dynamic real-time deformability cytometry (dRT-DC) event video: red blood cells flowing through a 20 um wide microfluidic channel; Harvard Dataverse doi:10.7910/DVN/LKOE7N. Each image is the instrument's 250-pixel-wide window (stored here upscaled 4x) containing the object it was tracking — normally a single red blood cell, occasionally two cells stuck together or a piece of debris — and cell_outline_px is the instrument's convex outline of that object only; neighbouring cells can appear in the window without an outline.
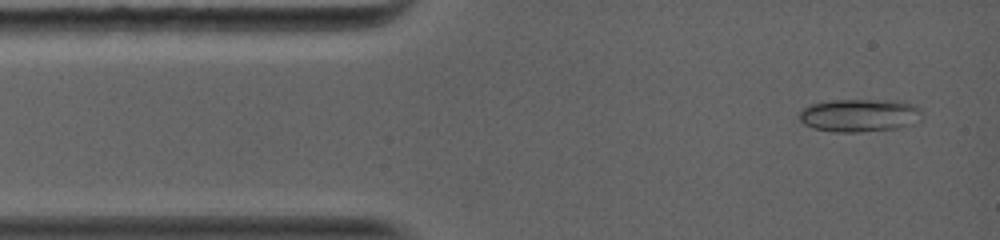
{"species": "common noctule bat (a hibernating species)", "species_latin": "Nyctalus noctula", "temperature_condition": "warm", "stored_images_in_passage": 5, "camera_frame_rate_fps": 5000, "um_per_image_px": 0.085, "animal": {"sex": "female", "body_mass_g": 19.0, "forearm_length_mm": 56.7}, "frame": {"image": 1, "passage_image": 1, "time_ms": 0.0, "image_size_px": [1000, 240], "cell_outline_px": [[920, 120], [912, 124], [896, 128], [860, 132], [832, 132], [812, 128], [804, 124], [800, 120], [800, 112], [808, 104], [832, 100], [896, 100], [916, 104], [920, 108]], "centroid_in_image_um": [73.06, 9.8], "position_along_channel_um": 11.9, "area_um2": 23.76}}
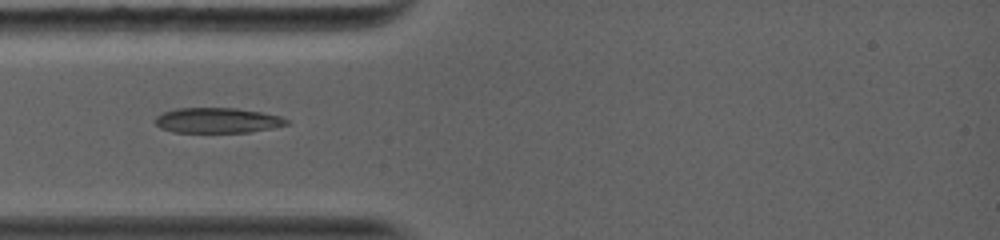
{"frame": {"image": 2, "passage_image": 4, "time_ms": 2.6, "image_size_px": [1000, 240], "cell_outline_px": [[288, 124], [248, 132], [172, 132], [160, 128], [156, 124], [156, 116], [164, 112], [176, 108], [236, 108], [260, 112], [280, 116], [288, 120]], "centroid_in_image_um": [18.43, 10.23], "position_along_channel_um": 66.6, "area_um2": 19.07}}